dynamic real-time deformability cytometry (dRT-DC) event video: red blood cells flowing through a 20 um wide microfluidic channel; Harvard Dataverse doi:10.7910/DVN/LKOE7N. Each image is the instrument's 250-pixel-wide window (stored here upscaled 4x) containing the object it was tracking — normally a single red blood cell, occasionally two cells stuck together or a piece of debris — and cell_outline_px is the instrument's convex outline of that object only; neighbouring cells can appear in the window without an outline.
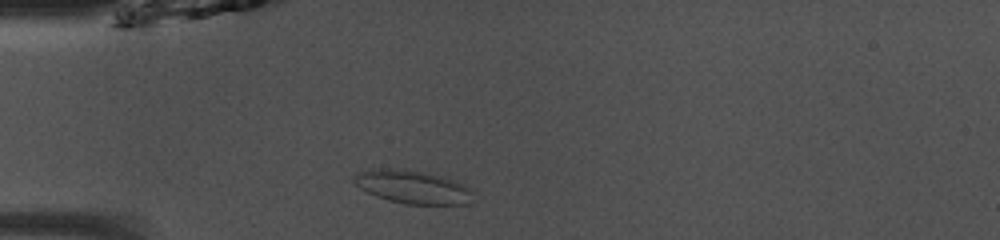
{"species": "common noctule bat (a hibernating species)", "species_latin": "Nyctalus noctula", "temperature_condition": "room temperature", "stored_images_in_passage": 38, "camera_frame_rate_fps": 3000, "um_per_image_px": 0.085, "animal": {"sex": "male", "body_mass_g": 13.0, "forearm_length_mm": 53.1}, "frame": {"image": 1, "passage_image": 3, "time_ms": 0.667, "image_size_px": [1000, 240], "cell_outline_px": [[472, 204], [404, 204], [388, 200], [376, 196], [360, 188], [352, 180], [352, 176], [360, 172], [380, 168], [384, 168], [428, 172], [444, 176], [464, 184], [472, 188]], "centroid_in_image_um": [35.13, 15.9], "position_along_channel_um": 49.9, "area_um2": 23.18}}
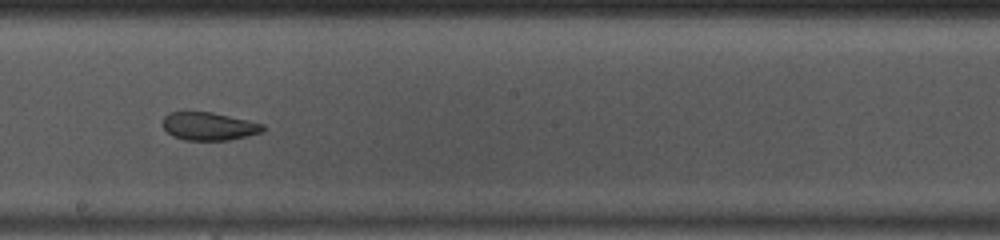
{"frame": {"image": 2, "passage_image": 17, "time_ms": 5.333, "image_size_px": [1000, 240], "cell_outline_px": [[268, 128], [264, 132], [228, 140], [184, 140], [172, 136], [164, 128], [164, 116], [168, 112], [184, 108], [212, 112], [248, 120], [264, 124]], "centroid_in_image_um": [17.74, 10.68], "position_along_channel_um": 230.5, "area_um2": 17.05}}
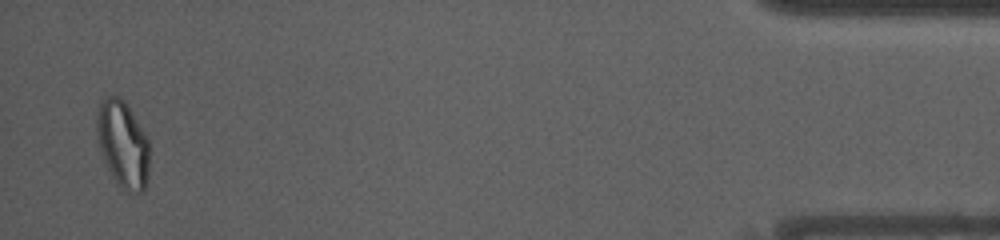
{"frame": {"image": 3, "passage_image": 37, "time_ms": 12.0, "image_size_px": [1000, 240], "cell_outline_px": [[148, 180], [144, 192], [136, 192], [124, 188], [112, 176], [100, 152], [96, 132], [96, 120], [100, 100], [104, 96], [120, 96], [124, 100], [144, 132], [148, 140]], "centroid_in_image_um": [10.42, 12.21], "position_along_channel_um": 424.8, "area_um2": 26.41}, "authors_computed_cell_mechanics": {"area_um2": 19.3052, "velocity_mm_per_s": 4.0755, "shape_relaxation_time_tau1_ms": null, "shape_relaxation_time_tau2_ms": 1.133, "deformation_change_tau1": null, "deformation_change_tau2": 0.0659}}